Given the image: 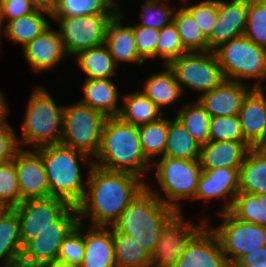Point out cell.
<instances>
[{"instance_id": "cell-14", "label": "cell", "mask_w": 266, "mask_h": 267, "mask_svg": "<svg viewBox=\"0 0 266 267\" xmlns=\"http://www.w3.org/2000/svg\"><path fill=\"white\" fill-rule=\"evenodd\" d=\"M70 206L66 200L50 196L24 200L14 207L19 219L22 245L52 226Z\"/></svg>"}, {"instance_id": "cell-53", "label": "cell", "mask_w": 266, "mask_h": 267, "mask_svg": "<svg viewBox=\"0 0 266 267\" xmlns=\"http://www.w3.org/2000/svg\"><path fill=\"white\" fill-rule=\"evenodd\" d=\"M10 209L8 205H6L2 200H0V217Z\"/></svg>"}, {"instance_id": "cell-17", "label": "cell", "mask_w": 266, "mask_h": 267, "mask_svg": "<svg viewBox=\"0 0 266 267\" xmlns=\"http://www.w3.org/2000/svg\"><path fill=\"white\" fill-rule=\"evenodd\" d=\"M171 267H231L215 233L207 225Z\"/></svg>"}, {"instance_id": "cell-21", "label": "cell", "mask_w": 266, "mask_h": 267, "mask_svg": "<svg viewBox=\"0 0 266 267\" xmlns=\"http://www.w3.org/2000/svg\"><path fill=\"white\" fill-rule=\"evenodd\" d=\"M265 88H253L244 98L238 114L245 140L253 147H266Z\"/></svg>"}, {"instance_id": "cell-18", "label": "cell", "mask_w": 266, "mask_h": 267, "mask_svg": "<svg viewBox=\"0 0 266 267\" xmlns=\"http://www.w3.org/2000/svg\"><path fill=\"white\" fill-rule=\"evenodd\" d=\"M248 0H218V19L208 39V51L244 35Z\"/></svg>"}, {"instance_id": "cell-52", "label": "cell", "mask_w": 266, "mask_h": 267, "mask_svg": "<svg viewBox=\"0 0 266 267\" xmlns=\"http://www.w3.org/2000/svg\"><path fill=\"white\" fill-rule=\"evenodd\" d=\"M43 267H79V266H75V265H71L65 261L54 259L50 262H48L47 264H45Z\"/></svg>"}, {"instance_id": "cell-30", "label": "cell", "mask_w": 266, "mask_h": 267, "mask_svg": "<svg viewBox=\"0 0 266 267\" xmlns=\"http://www.w3.org/2000/svg\"><path fill=\"white\" fill-rule=\"evenodd\" d=\"M119 118L128 124L140 126L159 120L163 112L142 91L125 94Z\"/></svg>"}, {"instance_id": "cell-35", "label": "cell", "mask_w": 266, "mask_h": 267, "mask_svg": "<svg viewBox=\"0 0 266 267\" xmlns=\"http://www.w3.org/2000/svg\"><path fill=\"white\" fill-rule=\"evenodd\" d=\"M175 117L200 145L210 141L211 116L197 100L184 103Z\"/></svg>"}, {"instance_id": "cell-41", "label": "cell", "mask_w": 266, "mask_h": 267, "mask_svg": "<svg viewBox=\"0 0 266 267\" xmlns=\"http://www.w3.org/2000/svg\"><path fill=\"white\" fill-rule=\"evenodd\" d=\"M186 53L188 51L184 48L173 22L159 30L156 58H161L163 65L168 66L174 59Z\"/></svg>"}, {"instance_id": "cell-42", "label": "cell", "mask_w": 266, "mask_h": 267, "mask_svg": "<svg viewBox=\"0 0 266 267\" xmlns=\"http://www.w3.org/2000/svg\"><path fill=\"white\" fill-rule=\"evenodd\" d=\"M210 141L247 142L238 115L211 117Z\"/></svg>"}, {"instance_id": "cell-1", "label": "cell", "mask_w": 266, "mask_h": 267, "mask_svg": "<svg viewBox=\"0 0 266 267\" xmlns=\"http://www.w3.org/2000/svg\"><path fill=\"white\" fill-rule=\"evenodd\" d=\"M88 167L86 191L77 205L80 222L87 220L92 226H111L146 187V182L132 173L105 170L93 163Z\"/></svg>"}, {"instance_id": "cell-29", "label": "cell", "mask_w": 266, "mask_h": 267, "mask_svg": "<svg viewBox=\"0 0 266 267\" xmlns=\"http://www.w3.org/2000/svg\"><path fill=\"white\" fill-rule=\"evenodd\" d=\"M46 15L52 18V15L48 12L35 9L30 14L8 21L3 26L4 30L2 32L14 44H20L23 48L50 26Z\"/></svg>"}, {"instance_id": "cell-43", "label": "cell", "mask_w": 266, "mask_h": 267, "mask_svg": "<svg viewBox=\"0 0 266 267\" xmlns=\"http://www.w3.org/2000/svg\"><path fill=\"white\" fill-rule=\"evenodd\" d=\"M0 200L10 208L20 204V191L14 157L0 164Z\"/></svg>"}, {"instance_id": "cell-31", "label": "cell", "mask_w": 266, "mask_h": 267, "mask_svg": "<svg viewBox=\"0 0 266 267\" xmlns=\"http://www.w3.org/2000/svg\"><path fill=\"white\" fill-rule=\"evenodd\" d=\"M201 145L175 117L169 119V132L164 155L161 158L199 160Z\"/></svg>"}, {"instance_id": "cell-45", "label": "cell", "mask_w": 266, "mask_h": 267, "mask_svg": "<svg viewBox=\"0 0 266 267\" xmlns=\"http://www.w3.org/2000/svg\"><path fill=\"white\" fill-rule=\"evenodd\" d=\"M84 230L82 222L64 239L58 259L71 265L80 266L84 256Z\"/></svg>"}, {"instance_id": "cell-13", "label": "cell", "mask_w": 266, "mask_h": 267, "mask_svg": "<svg viewBox=\"0 0 266 267\" xmlns=\"http://www.w3.org/2000/svg\"><path fill=\"white\" fill-rule=\"evenodd\" d=\"M177 213L162 229L161 239L150 255V267H171L185 251L191 241L208 225L204 217L201 224L194 225Z\"/></svg>"}, {"instance_id": "cell-24", "label": "cell", "mask_w": 266, "mask_h": 267, "mask_svg": "<svg viewBox=\"0 0 266 267\" xmlns=\"http://www.w3.org/2000/svg\"><path fill=\"white\" fill-rule=\"evenodd\" d=\"M253 148L248 142L209 141L201 145L200 165L202 170L217 168H240L248 151Z\"/></svg>"}, {"instance_id": "cell-15", "label": "cell", "mask_w": 266, "mask_h": 267, "mask_svg": "<svg viewBox=\"0 0 266 267\" xmlns=\"http://www.w3.org/2000/svg\"><path fill=\"white\" fill-rule=\"evenodd\" d=\"M20 203L28 199L50 197L48 177L41 155L35 150L19 148L14 154Z\"/></svg>"}, {"instance_id": "cell-33", "label": "cell", "mask_w": 266, "mask_h": 267, "mask_svg": "<svg viewBox=\"0 0 266 267\" xmlns=\"http://www.w3.org/2000/svg\"><path fill=\"white\" fill-rule=\"evenodd\" d=\"M116 267H150V254L128 234L110 227Z\"/></svg>"}, {"instance_id": "cell-4", "label": "cell", "mask_w": 266, "mask_h": 267, "mask_svg": "<svg viewBox=\"0 0 266 267\" xmlns=\"http://www.w3.org/2000/svg\"><path fill=\"white\" fill-rule=\"evenodd\" d=\"M177 213L145 187L128 204L112 226L120 232L133 236L151 255L161 239V229Z\"/></svg>"}, {"instance_id": "cell-39", "label": "cell", "mask_w": 266, "mask_h": 267, "mask_svg": "<svg viewBox=\"0 0 266 267\" xmlns=\"http://www.w3.org/2000/svg\"><path fill=\"white\" fill-rule=\"evenodd\" d=\"M141 7L140 26L162 29L173 22L177 6L169 5L171 0H145Z\"/></svg>"}, {"instance_id": "cell-36", "label": "cell", "mask_w": 266, "mask_h": 267, "mask_svg": "<svg viewBox=\"0 0 266 267\" xmlns=\"http://www.w3.org/2000/svg\"><path fill=\"white\" fill-rule=\"evenodd\" d=\"M173 23L181 42L188 52H207L208 39L204 36L193 16L184 8H176Z\"/></svg>"}, {"instance_id": "cell-46", "label": "cell", "mask_w": 266, "mask_h": 267, "mask_svg": "<svg viewBox=\"0 0 266 267\" xmlns=\"http://www.w3.org/2000/svg\"><path fill=\"white\" fill-rule=\"evenodd\" d=\"M133 34L139 55L145 60L156 59V45L159 38V29L132 25Z\"/></svg>"}, {"instance_id": "cell-28", "label": "cell", "mask_w": 266, "mask_h": 267, "mask_svg": "<svg viewBox=\"0 0 266 267\" xmlns=\"http://www.w3.org/2000/svg\"><path fill=\"white\" fill-rule=\"evenodd\" d=\"M22 249L19 219L10 208L0 217V265H19Z\"/></svg>"}, {"instance_id": "cell-50", "label": "cell", "mask_w": 266, "mask_h": 267, "mask_svg": "<svg viewBox=\"0 0 266 267\" xmlns=\"http://www.w3.org/2000/svg\"><path fill=\"white\" fill-rule=\"evenodd\" d=\"M36 10H42L53 15L59 0H30Z\"/></svg>"}, {"instance_id": "cell-11", "label": "cell", "mask_w": 266, "mask_h": 267, "mask_svg": "<svg viewBox=\"0 0 266 267\" xmlns=\"http://www.w3.org/2000/svg\"><path fill=\"white\" fill-rule=\"evenodd\" d=\"M80 222L77 206H70L52 226L46 228L34 239L28 241L22 249L21 267H43L57 259L64 239Z\"/></svg>"}, {"instance_id": "cell-19", "label": "cell", "mask_w": 266, "mask_h": 267, "mask_svg": "<svg viewBox=\"0 0 266 267\" xmlns=\"http://www.w3.org/2000/svg\"><path fill=\"white\" fill-rule=\"evenodd\" d=\"M29 68L34 72H46L58 66L66 54L58 30L50 25L23 48Z\"/></svg>"}, {"instance_id": "cell-3", "label": "cell", "mask_w": 266, "mask_h": 267, "mask_svg": "<svg viewBox=\"0 0 266 267\" xmlns=\"http://www.w3.org/2000/svg\"><path fill=\"white\" fill-rule=\"evenodd\" d=\"M42 157L48 177L50 196L77 206L83 199L87 177L83 179L80 162L93 163L89 155L63 144L46 145L35 149ZM86 181V182H85Z\"/></svg>"}, {"instance_id": "cell-54", "label": "cell", "mask_w": 266, "mask_h": 267, "mask_svg": "<svg viewBox=\"0 0 266 267\" xmlns=\"http://www.w3.org/2000/svg\"><path fill=\"white\" fill-rule=\"evenodd\" d=\"M2 28H3V25H2V21H1V11H0V36L2 34V31L1 30H3Z\"/></svg>"}, {"instance_id": "cell-49", "label": "cell", "mask_w": 266, "mask_h": 267, "mask_svg": "<svg viewBox=\"0 0 266 267\" xmlns=\"http://www.w3.org/2000/svg\"><path fill=\"white\" fill-rule=\"evenodd\" d=\"M232 267H266V246L245 254Z\"/></svg>"}, {"instance_id": "cell-23", "label": "cell", "mask_w": 266, "mask_h": 267, "mask_svg": "<svg viewBox=\"0 0 266 267\" xmlns=\"http://www.w3.org/2000/svg\"><path fill=\"white\" fill-rule=\"evenodd\" d=\"M84 223L85 251L79 267H116L110 227L92 226L90 223L86 226Z\"/></svg>"}, {"instance_id": "cell-8", "label": "cell", "mask_w": 266, "mask_h": 267, "mask_svg": "<svg viewBox=\"0 0 266 267\" xmlns=\"http://www.w3.org/2000/svg\"><path fill=\"white\" fill-rule=\"evenodd\" d=\"M106 116L77 101L64 105L62 138L60 143L95 158L101 144Z\"/></svg>"}, {"instance_id": "cell-26", "label": "cell", "mask_w": 266, "mask_h": 267, "mask_svg": "<svg viewBox=\"0 0 266 267\" xmlns=\"http://www.w3.org/2000/svg\"><path fill=\"white\" fill-rule=\"evenodd\" d=\"M163 68L164 70L150 75L141 90L162 112L164 107L177 102L184 94L173 71L166 65Z\"/></svg>"}, {"instance_id": "cell-55", "label": "cell", "mask_w": 266, "mask_h": 267, "mask_svg": "<svg viewBox=\"0 0 266 267\" xmlns=\"http://www.w3.org/2000/svg\"><path fill=\"white\" fill-rule=\"evenodd\" d=\"M0 267H21L20 265H0Z\"/></svg>"}, {"instance_id": "cell-10", "label": "cell", "mask_w": 266, "mask_h": 267, "mask_svg": "<svg viewBox=\"0 0 266 267\" xmlns=\"http://www.w3.org/2000/svg\"><path fill=\"white\" fill-rule=\"evenodd\" d=\"M217 213L222 223L215 228L208 220V226L217 236L231 267L245 254L266 246V226L239 220L230 211Z\"/></svg>"}, {"instance_id": "cell-34", "label": "cell", "mask_w": 266, "mask_h": 267, "mask_svg": "<svg viewBox=\"0 0 266 267\" xmlns=\"http://www.w3.org/2000/svg\"><path fill=\"white\" fill-rule=\"evenodd\" d=\"M159 120L138 126L141 148L144 156L151 162L163 157L169 132V119Z\"/></svg>"}, {"instance_id": "cell-25", "label": "cell", "mask_w": 266, "mask_h": 267, "mask_svg": "<svg viewBox=\"0 0 266 267\" xmlns=\"http://www.w3.org/2000/svg\"><path fill=\"white\" fill-rule=\"evenodd\" d=\"M81 88L84 95L79 100L81 103L102 112L106 117L119 116L121 94L110 78H86Z\"/></svg>"}, {"instance_id": "cell-20", "label": "cell", "mask_w": 266, "mask_h": 267, "mask_svg": "<svg viewBox=\"0 0 266 267\" xmlns=\"http://www.w3.org/2000/svg\"><path fill=\"white\" fill-rule=\"evenodd\" d=\"M252 89L247 83L225 79L196 100L211 117L233 116L240 113L242 102Z\"/></svg>"}, {"instance_id": "cell-32", "label": "cell", "mask_w": 266, "mask_h": 267, "mask_svg": "<svg viewBox=\"0 0 266 267\" xmlns=\"http://www.w3.org/2000/svg\"><path fill=\"white\" fill-rule=\"evenodd\" d=\"M84 78H112L119 68L104 44L82 50L74 55Z\"/></svg>"}, {"instance_id": "cell-22", "label": "cell", "mask_w": 266, "mask_h": 267, "mask_svg": "<svg viewBox=\"0 0 266 267\" xmlns=\"http://www.w3.org/2000/svg\"><path fill=\"white\" fill-rule=\"evenodd\" d=\"M124 19L123 12L119 10L107 27L104 45L118 67L121 62L141 66L145 60L137 51L132 25H124Z\"/></svg>"}, {"instance_id": "cell-56", "label": "cell", "mask_w": 266, "mask_h": 267, "mask_svg": "<svg viewBox=\"0 0 266 267\" xmlns=\"http://www.w3.org/2000/svg\"><path fill=\"white\" fill-rule=\"evenodd\" d=\"M182 2L187 3V2H189V0H182Z\"/></svg>"}, {"instance_id": "cell-16", "label": "cell", "mask_w": 266, "mask_h": 267, "mask_svg": "<svg viewBox=\"0 0 266 267\" xmlns=\"http://www.w3.org/2000/svg\"><path fill=\"white\" fill-rule=\"evenodd\" d=\"M240 168H217L203 170L197 185V191L193 200L221 199L223 208L218 212H227L231 209L235 196L239 192ZM229 198V199H228ZM225 199V200H224Z\"/></svg>"}, {"instance_id": "cell-38", "label": "cell", "mask_w": 266, "mask_h": 267, "mask_svg": "<svg viewBox=\"0 0 266 267\" xmlns=\"http://www.w3.org/2000/svg\"><path fill=\"white\" fill-rule=\"evenodd\" d=\"M120 5L113 0H59L52 16H84L90 14H117Z\"/></svg>"}, {"instance_id": "cell-7", "label": "cell", "mask_w": 266, "mask_h": 267, "mask_svg": "<svg viewBox=\"0 0 266 267\" xmlns=\"http://www.w3.org/2000/svg\"><path fill=\"white\" fill-rule=\"evenodd\" d=\"M225 79L243 83L254 79L253 88L266 82V48L256 45L245 35L235 37L214 50ZM262 83V84H261Z\"/></svg>"}, {"instance_id": "cell-2", "label": "cell", "mask_w": 266, "mask_h": 267, "mask_svg": "<svg viewBox=\"0 0 266 267\" xmlns=\"http://www.w3.org/2000/svg\"><path fill=\"white\" fill-rule=\"evenodd\" d=\"M151 164L142 151L138 126L125 123L119 117H107L93 165L109 171L132 173L144 177L146 182Z\"/></svg>"}, {"instance_id": "cell-40", "label": "cell", "mask_w": 266, "mask_h": 267, "mask_svg": "<svg viewBox=\"0 0 266 267\" xmlns=\"http://www.w3.org/2000/svg\"><path fill=\"white\" fill-rule=\"evenodd\" d=\"M244 35L256 45L266 48V0H248Z\"/></svg>"}, {"instance_id": "cell-9", "label": "cell", "mask_w": 266, "mask_h": 267, "mask_svg": "<svg viewBox=\"0 0 266 267\" xmlns=\"http://www.w3.org/2000/svg\"><path fill=\"white\" fill-rule=\"evenodd\" d=\"M168 67L173 71L182 92L186 87L202 95L225 80L214 51L188 52L174 59Z\"/></svg>"}, {"instance_id": "cell-51", "label": "cell", "mask_w": 266, "mask_h": 267, "mask_svg": "<svg viewBox=\"0 0 266 267\" xmlns=\"http://www.w3.org/2000/svg\"><path fill=\"white\" fill-rule=\"evenodd\" d=\"M6 97L4 96V93L0 90V123L7 118V116L10 113L9 106Z\"/></svg>"}, {"instance_id": "cell-47", "label": "cell", "mask_w": 266, "mask_h": 267, "mask_svg": "<svg viewBox=\"0 0 266 267\" xmlns=\"http://www.w3.org/2000/svg\"><path fill=\"white\" fill-rule=\"evenodd\" d=\"M17 138H19L17 133L5 118L0 123V164L13 159L19 149Z\"/></svg>"}, {"instance_id": "cell-12", "label": "cell", "mask_w": 266, "mask_h": 267, "mask_svg": "<svg viewBox=\"0 0 266 267\" xmlns=\"http://www.w3.org/2000/svg\"><path fill=\"white\" fill-rule=\"evenodd\" d=\"M115 15L52 16L51 19L58 22V32L66 54L74 56L82 50L104 44L107 27Z\"/></svg>"}, {"instance_id": "cell-6", "label": "cell", "mask_w": 266, "mask_h": 267, "mask_svg": "<svg viewBox=\"0 0 266 267\" xmlns=\"http://www.w3.org/2000/svg\"><path fill=\"white\" fill-rule=\"evenodd\" d=\"M151 168H156L153 171H155L159 189L157 187L152 189L148 182H146V187L164 204L182 213L181 201L193 200L195 197L198 181L203 171L200 161L158 158L151 164ZM160 190L165 193L166 198Z\"/></svg>"}, {"instance_id": "cell-5", "label": "cell", "mask_w": 266, "mask_h": 267, "mask_svg": "<svg viewBox=\"0 0 266 267\" xmlns=\"http://www.w3.org/2000/svg\"><path fill=\"white\" fill-rule=\"evenodd\" d=\"M64 105H57L51 94L43 86L32 92L22 122L18 147L27 145L37 149L46 145L60 144L62 138Z\"/></svg>"}, {"instance_id": "cell-44", "label": "cell", "mask_w": 266, "mask_h": 267, "mask_svg": "<svg viewBox=\"0 0 266 267\" xmlns=\"http://www.w3.org/2000/svg\"><path fill=\"white\" fill-rule=\"evenodd\" d=\"M188 4H185V9L193 16L204 36L208 38L218 19V0H201L196 4Z\"/></svg>"}, {"instance_id": "cell-27", "label": "cell", "mask_w": 266, "mask_h": 267, "mask_svg": "<svg viewBox=\"0 0 266 267\" xmlns=\"http://www.w3.org/2000/svg\"><path fill=\"white\" fill-rule=\"evenodd\" d=\"M239 191L266 195V147L251 148L239 169Z\"/></svg>"}, {"instance_id": "cell-48", "label": "cell", "mask_w": 266, "mask_h": 267, "mask_svg": "<svg viewBox=\"0 0 266 267\" xmlns=\"http://www.w3.org/2000/svg\"><path fill=\"white\" fill-rule=\"evenodd\" d=\"M35 10L30 0H0L1 21L5 22L32 13ZM6 20V21H5Z\"/></svg>"}, {"instance_id": "cell-37", "label": "cell", "mask_w": 266, "mask_h": 267, "mask_svg": "<svg viewBox=\"0 0 266 267\" xmlns=\"http://www.w3.org/2000/svg\"><path fill=\"white\" fill-rule=\"evenodd\" d=\"M229 211L239 220L266 226V195L239 191Z\"/></svg>"}]
</instances>
